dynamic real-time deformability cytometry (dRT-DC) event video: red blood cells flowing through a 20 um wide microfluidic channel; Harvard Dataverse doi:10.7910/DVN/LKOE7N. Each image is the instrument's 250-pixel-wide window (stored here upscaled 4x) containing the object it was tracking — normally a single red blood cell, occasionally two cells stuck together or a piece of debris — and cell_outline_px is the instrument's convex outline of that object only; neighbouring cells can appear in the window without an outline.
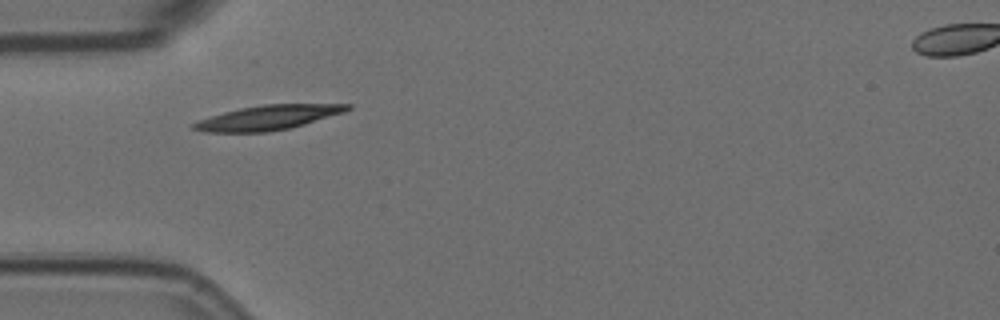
{"species": "Egyptian fruit bat (a non-hibernating species)", "species_latin": "Rousettus aegyptiacus", "temperature_condition": "room temperature", "stored_images_in_passage": 4, "camera_frame_rate_fps": 3000, "um_per_image_px": 0.085, "animal": {"sex": "female"}, "frame": {"image": 1, "passage_image": 3, "time_ms": 0.667, "image_size_px": [1000, 320], "cell_outline_px": [[352, 108], [344, 112], [304, 124], [288, 128], [268, 132], [204, 132], [192, 128], [192, 124], [200, 120], [224, 112], [240, 108], [264, 104], [352, 104]], "centroid_in_image_um": [22.8, 9.99], "position_along_channel_um": 62.2, "area_um2": 21.73}}
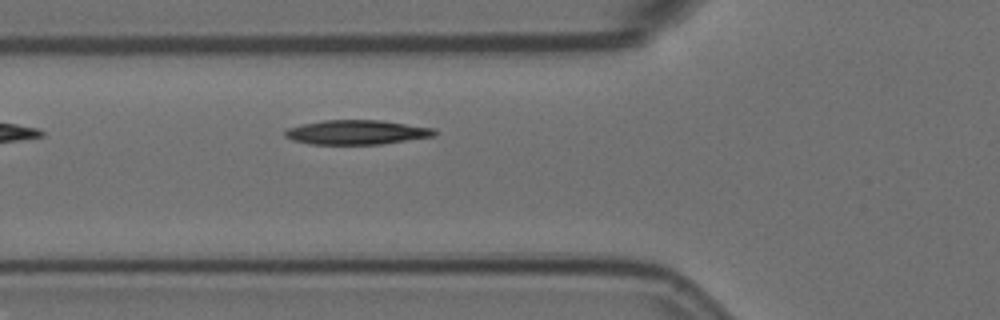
{"frame": {"image": 2, "passage_image": 4, "time_ms": 1.0, "image_size_px": [1000, 320], "cell_outline_px": [[436, 132], [432, 136], [380, 144], [308, 144], [292, 140], [284, 136], [284, 132], [288, 128], [300, 124], [324, 120], [380, 120], [436, 128]], "centroid_in_image_um": [30.27, 11.24], "position_along_channel_um": 95.5, "area_um2": 21.21}}